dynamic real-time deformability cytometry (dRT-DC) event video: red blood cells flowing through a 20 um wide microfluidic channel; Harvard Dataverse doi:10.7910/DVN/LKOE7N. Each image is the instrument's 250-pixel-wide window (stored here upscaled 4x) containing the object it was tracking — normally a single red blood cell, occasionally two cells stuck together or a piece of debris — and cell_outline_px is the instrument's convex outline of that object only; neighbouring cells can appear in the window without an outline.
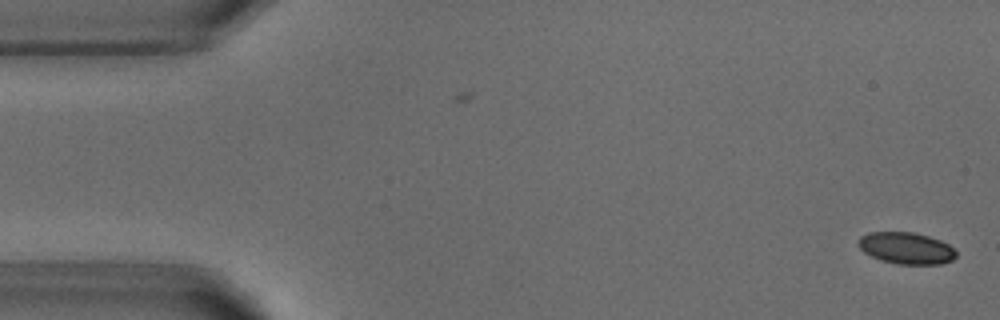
{"species": "common noctule bat (a hibernating species)", "species_latin": "Nyctalus noctula", "temperature_condition": "warm", "stored_images_in_passage": 3, "camera_frame_rate_fps": 3000, "um_per_image_px": 0.085, "animal": {"sex": "male", "body_mass_g": 18.8}, "frame": {"image": 1, "passage_image": 1, "time_ms": 0.0, "image_size_px": [1000, 320], "cell_outline_px": [[956, 256], [952, 260], [940, 264], [896, 264], [880, 260], [864, 252], [856, 244], [860, 236], [868, 232], [912, 232], [928, 236], [940, 240], [948, 244], [956, 252]], "centroid_in_image_um": [77.0, 21.09], "position_along_channel_um": 8.0, "area_um2": 18.09}}